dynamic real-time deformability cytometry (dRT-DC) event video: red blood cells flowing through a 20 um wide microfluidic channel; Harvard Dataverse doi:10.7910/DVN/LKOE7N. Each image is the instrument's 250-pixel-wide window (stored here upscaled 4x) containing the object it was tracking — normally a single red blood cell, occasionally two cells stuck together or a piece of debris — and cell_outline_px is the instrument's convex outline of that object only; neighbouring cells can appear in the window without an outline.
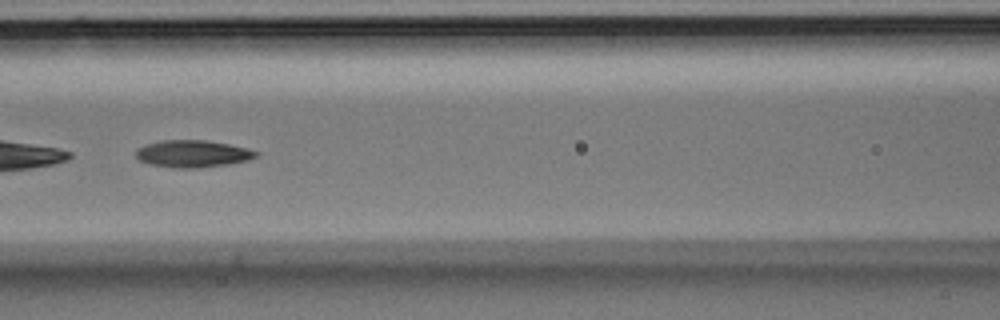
{"species": "Egyptian fruit bat (a non-hibernating species)", "species_latin": "Rousettus aegyptiacus", "temperature_condition": "room temperature", "stored_images_in_passage": 39, "segment_of_instrument_passage": [2, 2], "camera_frame_rate_fps": 3000, "um_per_image_px": 0.085, "animal": {"sex": "male"}, "frame": {"image": 1, "passage_image": 12, "time_ms": 3.667, "image_size_px": [1000, 320], "cell_outline_px": [[260, 152], [256, 156], [248, 160], [228, 164], [196, 168], [172, 168], [148, 164], [140, 160], [136, 156], [136, 148], [144, 144], [160, 140], [204, 140], [228, 144], [248, 148]], "centroid_in_image_um": [16.34, 13.06], "position_along_channel_um": 150.3, "area_um2": 19.13}}
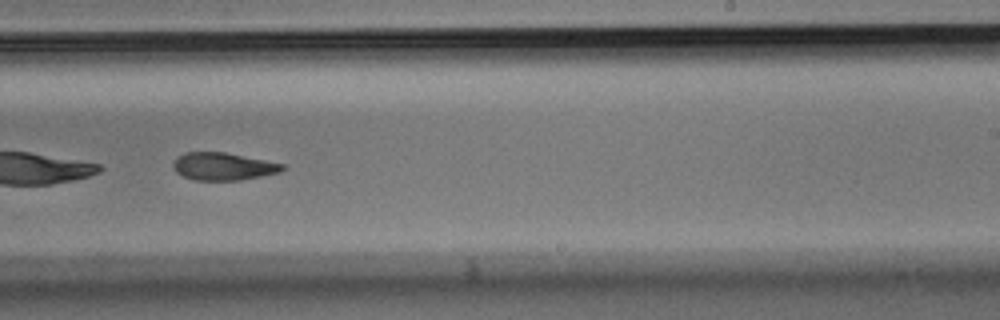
{"frame": {"image": 2, "passage_image": 21, "time_ms": 6.667, "image_size_px": [1000, 320], "cell_outline_px": [[284, 168], [280, 172], [240, 180], [196, 180], [184, 176], [176, 172], [172, 164], [176, 156], [184, 152], [224, 152], [284, 164]], "centroid_in_image_um": [18.92, 14.14], "position_along_channel_um": 270.1, "area_um2": 17.4}}
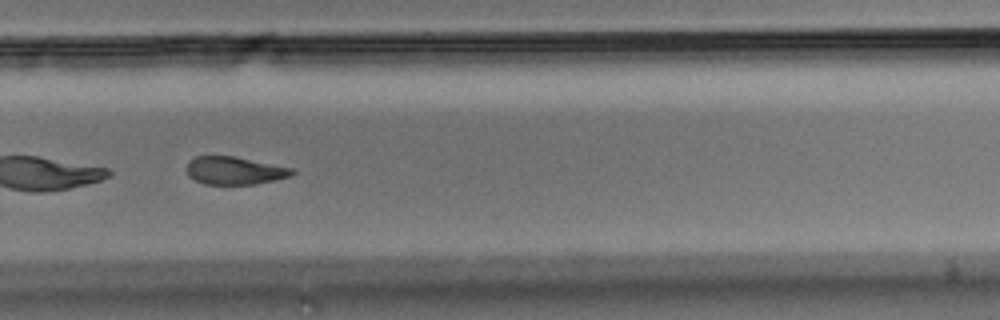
{"frame": {"image": 3, "passage_image": 24, "time_ms": 7.667, "image_size_px": [1000, 320], "cell_outline_px": [[296, 172], [292, 176], [256, 184], [204, 184], [188, 176], [184, 168], [188, 160], [196, 156], [236, 156], [296, 168]], "centroid_in_image_um": [19.95, 14.49], "position_along_channel_um": 309.8, "area_um2": 17.57}}